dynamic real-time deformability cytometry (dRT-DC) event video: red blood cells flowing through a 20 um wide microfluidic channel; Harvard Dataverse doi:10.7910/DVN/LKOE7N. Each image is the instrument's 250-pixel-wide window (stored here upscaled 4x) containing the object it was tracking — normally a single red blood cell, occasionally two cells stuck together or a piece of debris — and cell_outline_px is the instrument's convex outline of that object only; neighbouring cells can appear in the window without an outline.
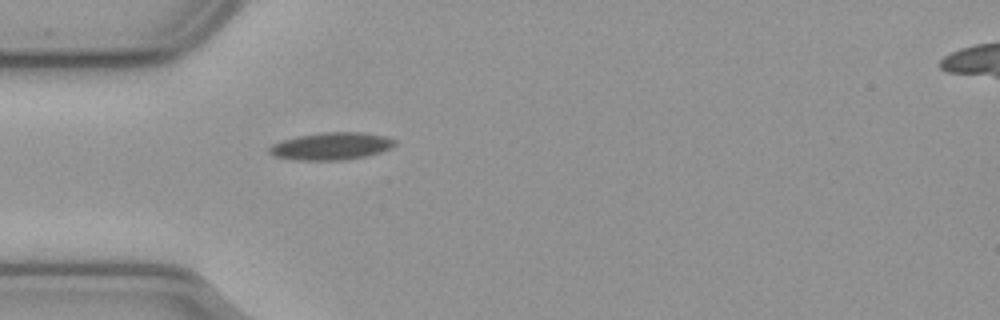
{"species": "common noctule bat (a hibernating species)", "species_latin": "Nyctalus noctula", "temperature_condition": "cold", "stored_images_in_passage": 36, "camera_frame_rate_fps": 3000, "um_per_image_px": 0.085, "animal": {"sex": "male", "body_mass_g": 23.1, "forearm_length_mm": 52.7}, "frame": {"image": 1, "passage_image": 1, "time_ms": 0.0, "image_size_px": [1000, 320], "cell_outline_px": [[396, 144], [392, 148], [380, 152], [364, 156], [344, 160], [292, 160], [272, 156], [268, 152], [268, 148], [272, 144], [280, 140], [296, 136], [324, 132], [360, 132], [384, 136], [396, 140]], "centroid_in_image_um": [28.1, 12.42], "position_along_channel_um": 56.9, "area_um2": 20.23}}
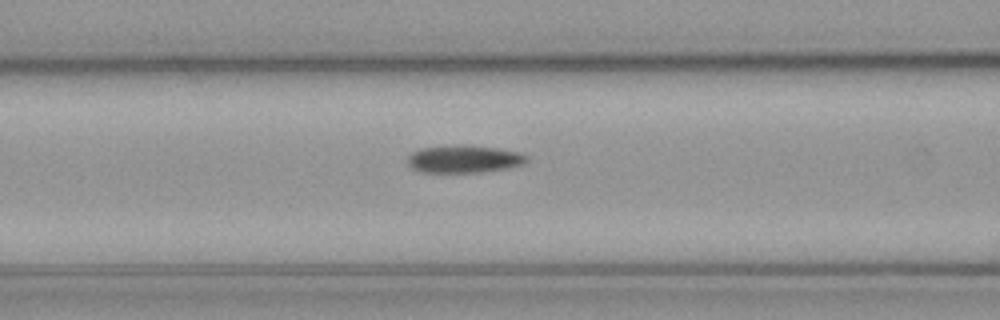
{"frame": {"image": 2, "passage_image": 7, "time_ms": 2.0, "image_size_px": [1000, 320], "cell_outline_px": [[528, 160], [524, 164], [508, 168], [480, 172], [420, 172], [412, 168], [408, 164], [408, 156], [412, 152], [420, 148], [464, 144], [496, 148], [520, 152], [528, 156]], "centroid_in_image_um": [39.45, 13.51], "position_along_channel_um": 127.1, "area_um2": 19.25}}
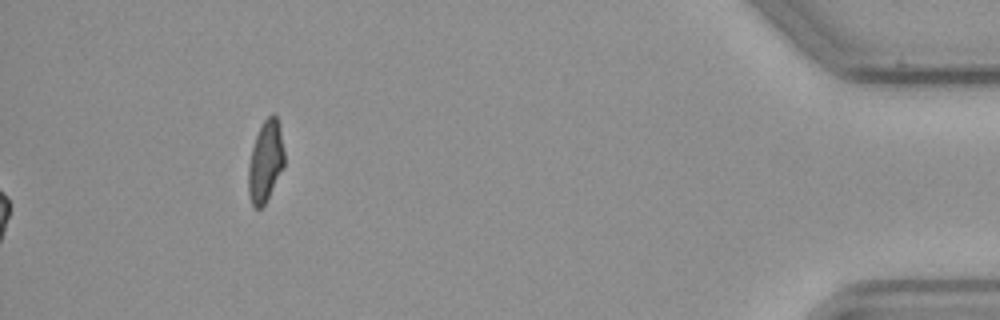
{"frame": {"image": 3, "passage_image": 36, "time_ms": 11.667, "image_size_px": [1000, 320], "cell_outline_px": [[284, 164], [264, 204], [260, 208], [256, 208], [252, 204], [248, 196], [248, 164], [252, 148], [256, 136], [264, 120], [272, 112], [276, 116], [280, 128], [284, 152]], "centroid_in_image_um": [22.54, 13.7], "position_along_channel_um": 412.7, "area_um2": 16.7}, "authors_computed_cell_mechanics": {"area_um2": 18.6694, "velocity_mm_per_s": 3.6631, "shape_relaxation_time_tau1_ms": null, "shape_relaxation_time_tau2_ms": 9.1239, "deformation_change_tau1": null, "deformation_change_tau2": 0.1698}}